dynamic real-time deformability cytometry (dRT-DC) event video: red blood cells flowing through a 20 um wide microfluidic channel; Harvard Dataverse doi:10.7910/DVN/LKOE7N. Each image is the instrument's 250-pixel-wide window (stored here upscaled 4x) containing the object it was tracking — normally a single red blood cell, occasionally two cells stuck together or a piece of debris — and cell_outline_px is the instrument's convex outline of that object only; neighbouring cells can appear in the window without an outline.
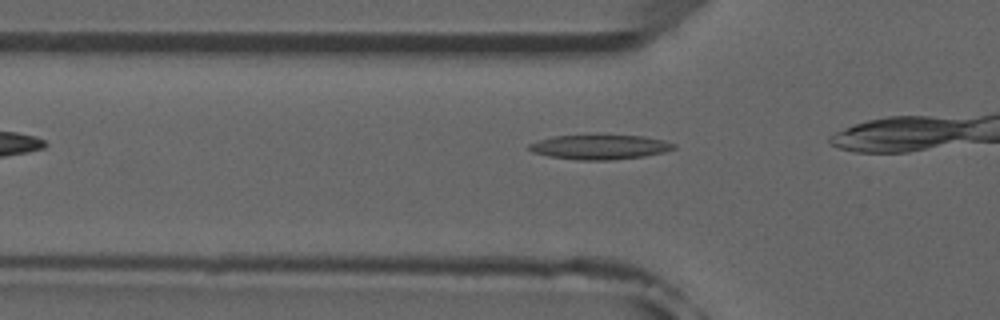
{"species": "common noctule bat (a hibernating species)", "species_latin": "Nyctalus noctula", "temperature_condition": "room temperature", "stored_images_in_passage": 8, "camera_frame_rate_fps": 3000, "um_per_image_px": 0.085, "animal": {"sex": "male", "forearm_length_mm": 52.5}, "frame": {"image": 1, "passage_image": 4, "time_ms": 3.667, "image_size_px": [1000, 320], "cell_outline_px": [[676, 148], [664, 152], [644, 156], [612, 160], [576, 160], [548, 156], [532, 152], [528, 148], [528, 144], [536, 140], [552, 136], [592, 132], [644, 136], [664, 140], [676, 144]], "centroid_in_image_um": [50.94, 12.44], "position_along_channel_um": 74.9, "area_um2": 22.02}}
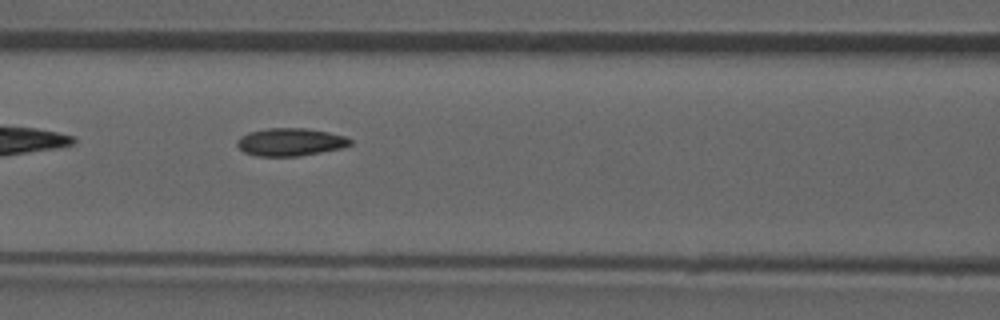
{"frame": {"image": 2, "passage_image": 7, "time_ms": 7.0, "image_size_px": [1000, 320], "cell_outline_px": [[352, 144], [340, 148], [300, 156], [256, 156], [244, 152], [236, 144], [236, 140], [240, 136], [248, 132], [268, 128], [304, 128], [328, 132], [344, 136], [352, 140]], "centroid_in_image_um": [24.64, 12.07], "position_along_channel_um": 142.0, "area_um2": 18.26}}